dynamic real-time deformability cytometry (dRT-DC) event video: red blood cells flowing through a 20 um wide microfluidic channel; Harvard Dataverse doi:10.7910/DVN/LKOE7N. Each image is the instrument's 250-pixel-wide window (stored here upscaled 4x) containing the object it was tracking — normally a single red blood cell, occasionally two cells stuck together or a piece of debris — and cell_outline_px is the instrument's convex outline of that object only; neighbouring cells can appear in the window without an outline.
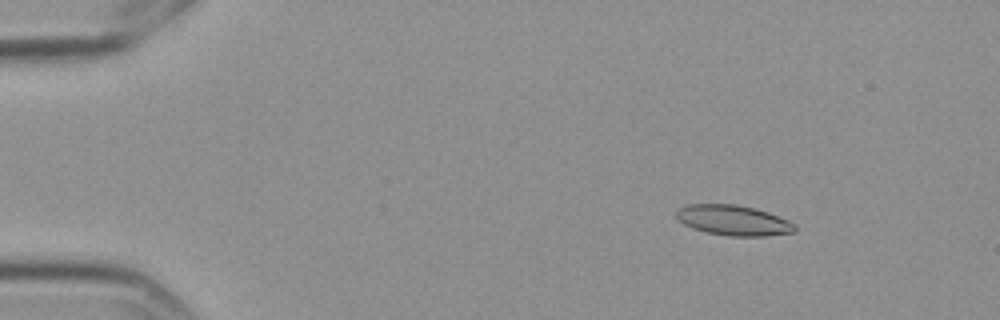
{"species": "Egyptian fruit bat (a non-hibernating species)", "species_latin": "Rousettus aegyptiacus", "temperature_condition": "cold", "stored_images_in_passage": 6, "camera_frame_rate_fps": 3000, "um_per_image_px": 0.085, "frame": {"image": 1, "passage_image": 3, "time_ms": 0.667, "image_size_px": [1000, 320], "cell_outline_px": [[796, 232], [764, 236], [728, 236], [708, 232], [692, 228], [684, 224], [676, 216], [676, 212], [684, 204], [736, 204], [756, 208], [768, 212], [788, 220], [796, 224]], "centroid_in_image_um": [62.36, 18.72], "position_along_channel_um": 22.6, "area_um2": 20.98}}
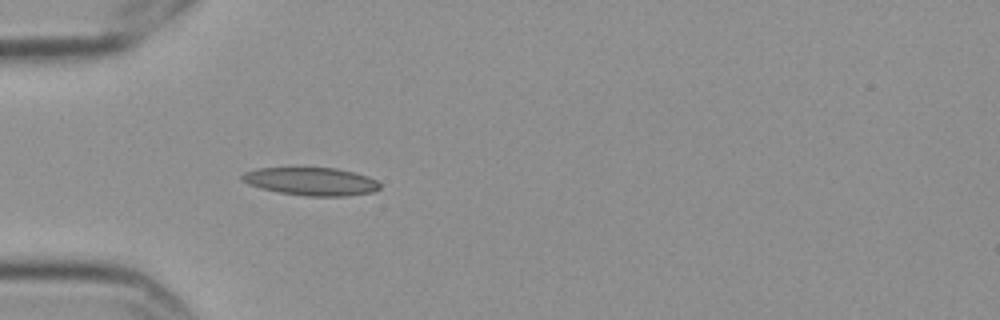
{"frame": {"image": 2, "passage_image": 6, "time_ms": 1.667, "image_size_px": [1000, 320], "cell_outline_px": [[380, 188], [372, 192], [348, 196], [308, 196], [280, 192], [260, 188], [248, 184], [240, 180], [240, 176], [244, 172], [256, 168], [336, 168], [368, 176], [376, 180], [380, 184]], "centroid_in_image_um": [26.43, 15.42], "position_along_channel_um": 58.6, "area_um2": 22.43}}